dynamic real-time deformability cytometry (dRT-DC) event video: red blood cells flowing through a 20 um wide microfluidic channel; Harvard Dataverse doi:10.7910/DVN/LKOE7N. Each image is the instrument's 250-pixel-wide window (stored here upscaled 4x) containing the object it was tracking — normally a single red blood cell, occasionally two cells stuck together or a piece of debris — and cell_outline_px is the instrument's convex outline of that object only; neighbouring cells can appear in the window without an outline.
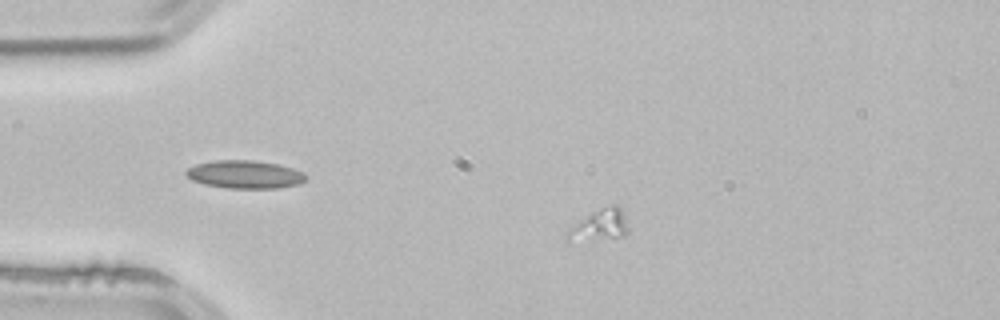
{"species": "common noctule bat (a hibernating species)", "species_latin": "Nyctalus noctula", "temperature_condition": "room temperature", "stored_images_in_passage": 3, "camera_frame_rate_fps": 3000, "um_per_image_px": 0.085, "animal": {"sex": "male", "body_mass_g": 21.5, "forearm_length_mm": 52.0}, "frame": {"image": 1, "passage_image": 2, "time_ms": 0.333, "image_size_px": [1000, 320], "cell_outline_px": [[628, 232], [624, 236], [568, 244], [564, 240], [564, 236], [580, 220], [592, 212], [612, 204], [616, 204], [620, 208], [628, 228]], "centroid_in_image_um": [50.9, 19.21], "position_along_channel_um": 34.1, "area_um2": 11.27}}